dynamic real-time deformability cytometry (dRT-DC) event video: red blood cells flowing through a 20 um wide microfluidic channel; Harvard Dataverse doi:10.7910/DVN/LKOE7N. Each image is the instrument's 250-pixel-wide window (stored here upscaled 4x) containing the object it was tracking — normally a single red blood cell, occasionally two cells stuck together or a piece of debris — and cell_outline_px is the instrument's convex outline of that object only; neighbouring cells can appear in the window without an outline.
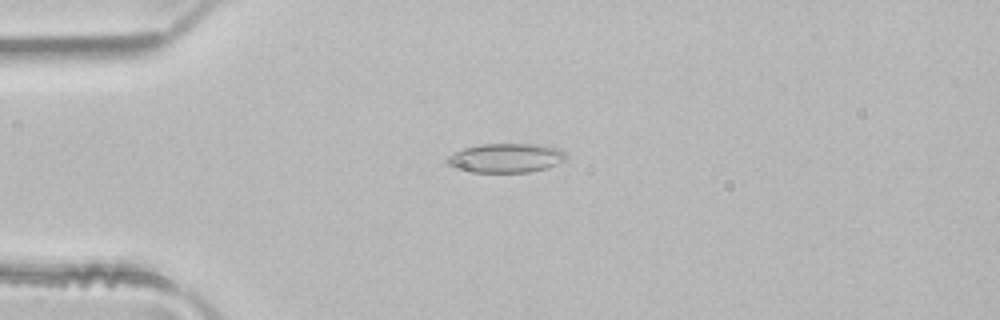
{"species": "common noctule bat (a hibernating species)", "species_latin": "Nyctalus noctula", "temperature_condition": "room temperature", "stored_images_in_passage": 1, "camera_frame_rate_fps": 3000, "um_per_image_px": 0.085, "animal": {"sex": "male", "body_mass_g": 21.5, "forearm_length_mm": 52.0}, "frame": {"image": 1, "passage_image": 1, "time_ms": 0.0, "image_size_px": [1000, 320], "cell_outline_px": [[568, 156], [564, 160], [556, 164], [544, 168], [528, 172], [472, 172], [452, 168], [444, 160], [452, 152], [464, 148], [480, 144], [536, 144], [560, 148]], "centroid_in_image_um": [42.95, 13.42], "position_along_channel_um": 42.1, "area_um2": 20.35}}